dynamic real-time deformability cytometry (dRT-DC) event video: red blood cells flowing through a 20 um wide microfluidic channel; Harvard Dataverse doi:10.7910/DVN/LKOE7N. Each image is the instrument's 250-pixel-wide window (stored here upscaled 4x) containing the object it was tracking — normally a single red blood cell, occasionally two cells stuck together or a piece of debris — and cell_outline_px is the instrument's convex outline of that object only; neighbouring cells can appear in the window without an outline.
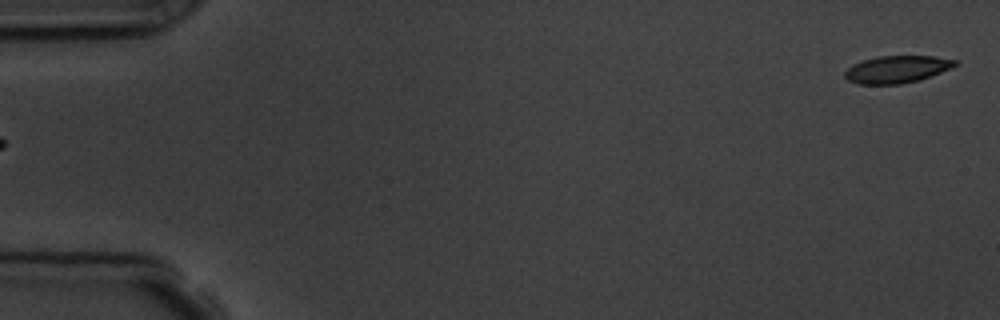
{"species": "common noctule bat (a hibernating species)", "species_latin": "Nyctalus noctula", "temperature_condition": "room temperature", "stored_images_in_passage": 6, "segment_of_instrument_passage": [2, 2], "camera_frame_rate_fps": 3000, "um_per_image_px": 0.085, "animal": {"sex": "male", "body_mass_g": 19.5, "forearm_length_mm": 54.6}, "frame": {"image": 1, "passage_image": 6, "time_ms": 6.0, "image_size_px": [1000, 320], "cell_outline_px": [[956, 64], [952, 68], [920, 80], [900, 84], [856, 84], [848, 80], [844, 76], [844, 72], [852, 64], [876, 56], [932, 56], [956, 60]], "centroid_in_image_um": [76.21, 5.89], "position_along_channel_um": 8.8, "area_um2": 17.51}}